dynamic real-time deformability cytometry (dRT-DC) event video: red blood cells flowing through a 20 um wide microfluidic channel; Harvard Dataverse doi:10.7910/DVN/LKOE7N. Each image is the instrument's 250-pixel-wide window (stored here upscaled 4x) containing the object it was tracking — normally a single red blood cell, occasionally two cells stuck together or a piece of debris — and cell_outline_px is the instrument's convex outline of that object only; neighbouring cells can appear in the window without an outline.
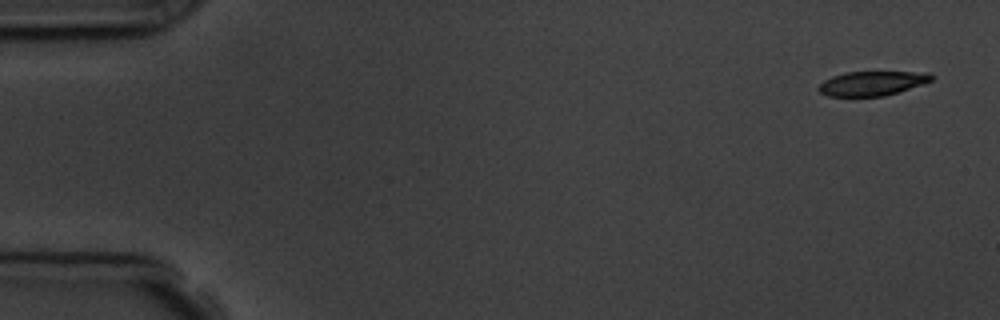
{"species": "common noctule bat (a hibernating species)", "species_latin": "Nyctalus noctula", "temperature_condition": "room temperature", "stored_images_in_passage": 5, "camera_frame_rate_fps": 3000, "um_per_image_px": 0.085, "animal": {"sex": "male", "body_mass_g": 19.5, "forearm_length_mm": 54.6}, "frame": {"image": 1, "passage_image": 1, "time_ms": 0.0, "image_size_px": [1000, 320], "cell_outline_px": [[932, 80], [884, 96], [828, 96], [820, 92], [816, 88], [824, 80], [832, 76], [844, 72], [928, 72], [932, 76]], "centroid_in_image_um": [74.05, 7.08], "position_along_channel_um": 10.9, "area_um2": 15.78}}
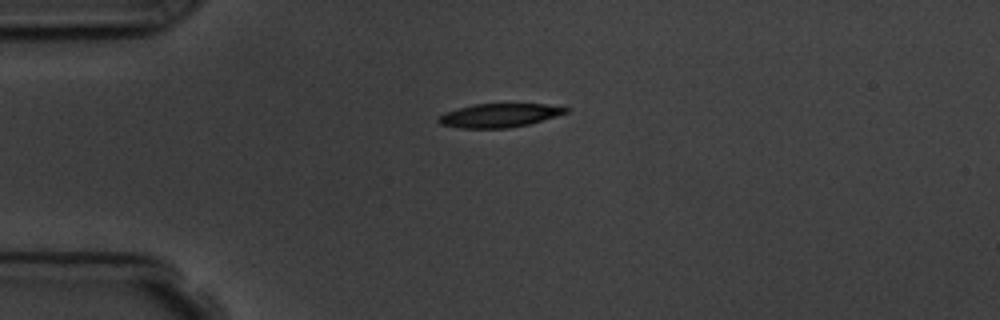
{"frame": {"image": 2, "passage_image": 4, "time_ms": 3.667, "image_size_px": [1000, 320], "cell_outline_px": [[568, 112], [556, 116], [528, 124], [508, 128], [460, 128], [440, 124], [436, 120], [436, 116], [444, 112], [472, 104], [544, 104], [568, 108]], "centroid_in_image_um": [42.36, 9.81], "position_along_channel_um": 42.6, "area_um2": 17.57}}